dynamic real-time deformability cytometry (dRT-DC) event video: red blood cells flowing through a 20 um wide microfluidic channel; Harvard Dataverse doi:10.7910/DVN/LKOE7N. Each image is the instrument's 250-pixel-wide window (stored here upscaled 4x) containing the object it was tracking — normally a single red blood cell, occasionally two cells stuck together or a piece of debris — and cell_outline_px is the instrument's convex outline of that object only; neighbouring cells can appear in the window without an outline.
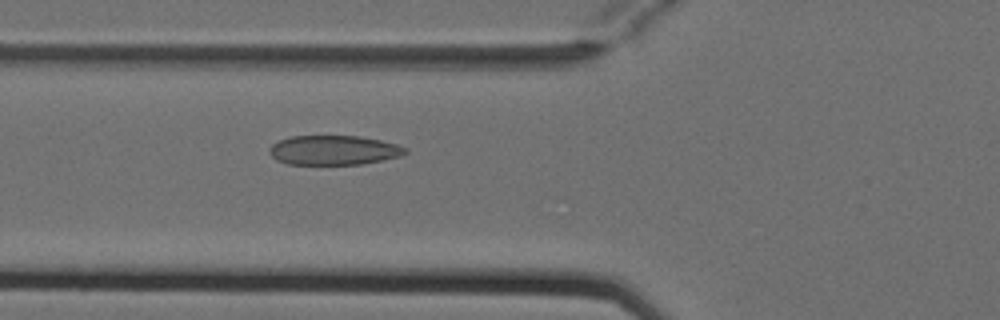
{"species": "Egyptian fruit bat (a non-hibernating species)", "species_latin": "Rousettus aegyptiacus", "temperature_condition": "cold", "stored_images_in_passage": 3, "camera_frame_rate_fps": 3000, "um_per_image_px": 0.085, "animal": {"sex": "female"}, "frame": {"image": 1, "passage_image": 3, "time_ms": 0.667, "image_size_px": [1000, 320], "cell_outline_px": [[408, 152], [400, 156], [364, 164], [288, 164], [276, 160], [268, 152], [268, 148], [272, 144], [280, 140], [292, 136], [360, 136], [380, 140], [396, 144], [408, 148]], "centroid_in_image_um": [28.37, 12.76], "position_along_channel_um": 97.4, "area_um2": 23.41}}